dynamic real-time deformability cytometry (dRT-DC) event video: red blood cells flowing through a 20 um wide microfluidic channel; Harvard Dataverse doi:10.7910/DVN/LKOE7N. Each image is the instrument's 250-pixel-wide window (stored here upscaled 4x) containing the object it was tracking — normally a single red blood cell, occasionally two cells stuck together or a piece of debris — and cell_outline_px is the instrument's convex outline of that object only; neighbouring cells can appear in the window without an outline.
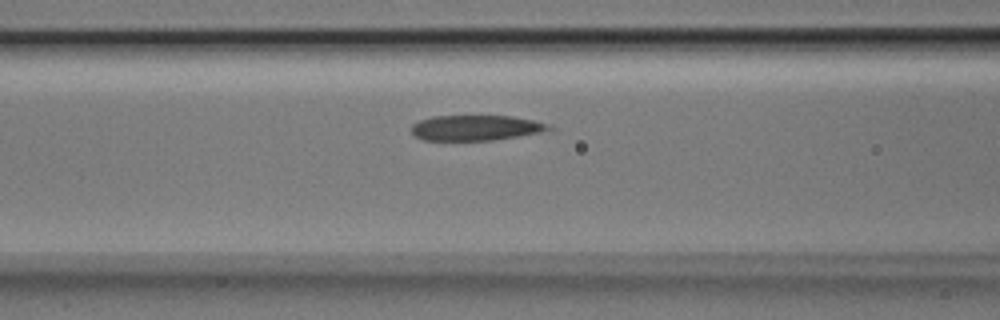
{"species": "Egyptian fruit bat (a non-hibernating species)", "species_latin": "Rousettus aegyptiacus", "temperature_condition": "room temperature", "stored_images_in_passage": 38, "camera_frame_rate_fps": 3000, "um_per_image_px": 0.085, "animal": {"sex": "male"}, "frame": {"image": 1, "passage_image": 15, "time_ms": 4.667, "image_size_px": [1000, 320], "cell_outline_px": [[556, 128], [552, 132], [492, 140], [424, 140], [416, 136], [412, 132], [412, 124], [420, 120], [432, 116], [512, 116], [552, 124]], "centroid_in_image_um": [40.59, 10.87], "position_along_channel_um": 126.0, "area_um2": 20.69}}
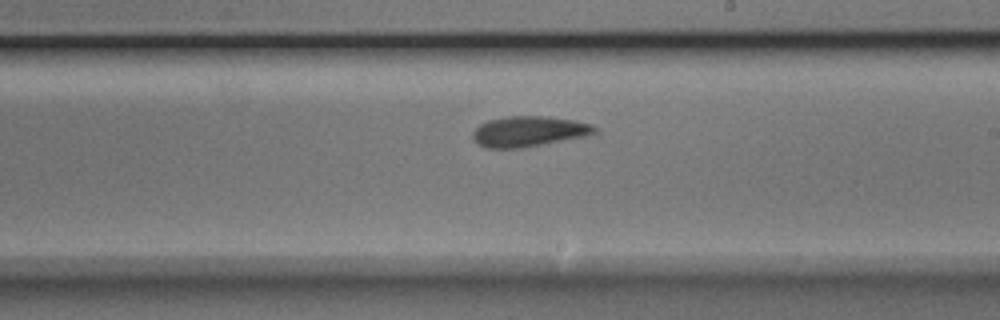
{"frame": {"image": 2, "passage_image": 24, "time_ms": 7.667, "image_size_px": [1000, 320], "cell_outline_px": [[600, 132], [588, 136], [520, 148], [488, 148], [472, 140], [472, 132], [480, 124], [488, 120], [508, 116], [544, 116], [576, 120], [592, 124], [600, 128]], "centroid_in_image_um": [45.02, 11.16], "position_along_channel_um": 244.0, "area_um2": 21.91}}
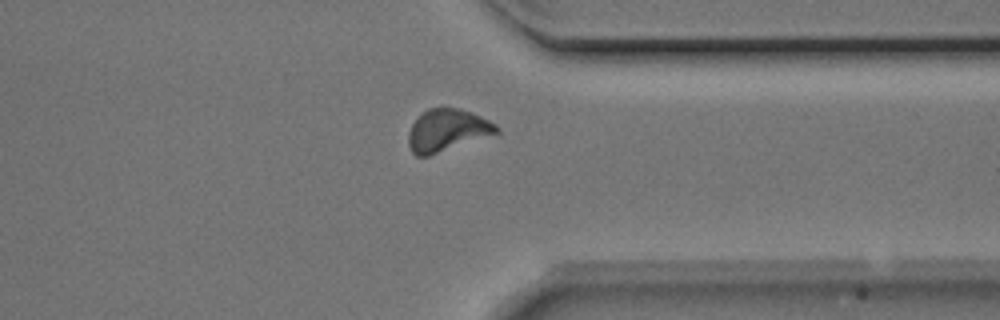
{"frame": {"image": 3, "passage_image": 34, "time_ms": 11.0, "image_size_px": [1000, 320], "cell_outline_px": [[500, 132], [428, 156], [416, 156], [412, 152], [408, 144], [408, 132], [412, 124], [428, 108], [440, 104], [460, 108], [472, 112], [496, 124], [500, 128]], "centroid_in_image_um": [38.0, 11.03], "position_along_channel_um": 373.4, "area_um2": 21.91}}